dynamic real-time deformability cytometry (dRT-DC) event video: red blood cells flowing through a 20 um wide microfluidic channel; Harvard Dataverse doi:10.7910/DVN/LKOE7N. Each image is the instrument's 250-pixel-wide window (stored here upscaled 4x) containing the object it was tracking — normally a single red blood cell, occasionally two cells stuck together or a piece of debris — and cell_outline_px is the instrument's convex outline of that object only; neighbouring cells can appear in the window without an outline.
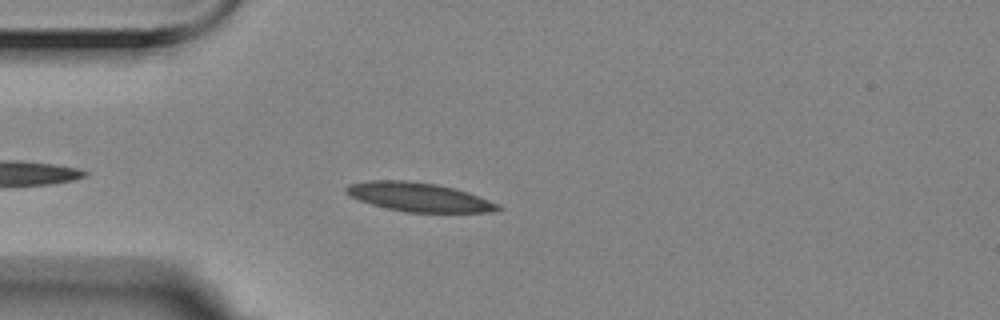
{"species": "Egyptian fruit bat (a non-hibernating species)", "species_latin": "Rousettus aegyptiacus", "temperature_condition": "room temperature", "stored_images_in_passage": 44, "camera_frame_rate_fps": 3000, "um_per_image_px": 0.085, "animal": {"sex": "female"}, "frame": {"image": 1, "passage_image": 5, "time_ms": 1.333, "image_size_px": [1000, 320], "cell_outline_px": [[504, 208], [488, 212], [404, 212], [372, 204], [360, 200], [344, 192], [344, 188], [348, 184], [368, 180], [408, 180], [436, 184], [456, 188], [468, 192], [488, 200]], "centroid_in_image_um": [35.56, 16.73], "position_along_channel_um": 49.4, "area_um2": 25.43}}
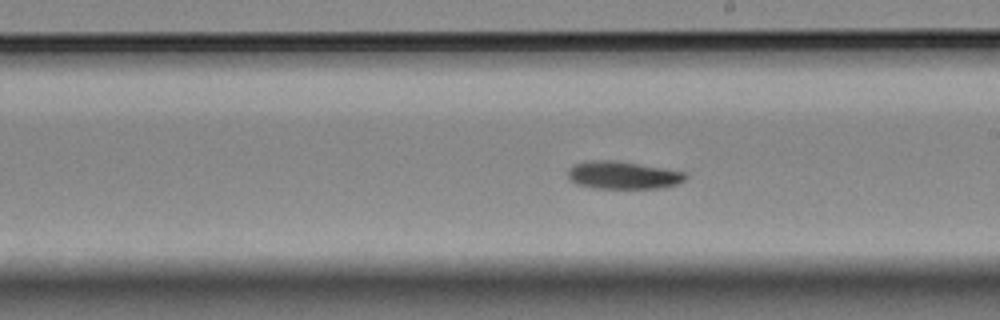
{"frame": {"image": 2, "passage_image": 18, "time_ms": 5.667, "image_size_px": [1000, 320], "cell_outline_px": [[688, 176], [684, 180], [676, 184], [660, 188], [596, 188], [576, 184], [568, 180], [568, 168], [572, 164], [588, 160], [612, 160], [688, 172]], "centroid_in_image_um": [52.91, 14.88], "position_along_channel_um": 236.1, "area_um2": 19.07}}
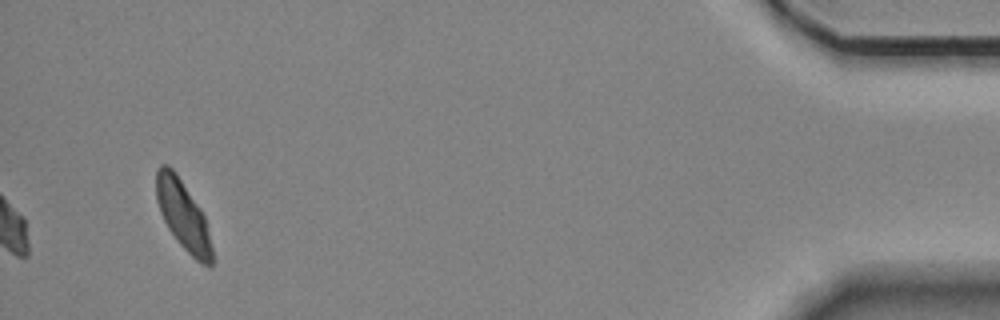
{"frame": {"image": 3, "passage_image": 44, "time_ms": 14.333, "image_size_px": [1000, 320], "cell_outline_px": [[212, 264], [200, 264], [180, 244], [168, 228], [160, 212], [156, 200], [156, 168], [160, 164], [168, 164], [176, 172], [200, 208], [204, 216], [212, 248]], "centroid_in_image_um": [15.52, 18.24], "position_along_channel_um": 419.7, "area_um2": 22.25}, "authors_computed_cell_mechanics": {"area_um2": 19.1318, "velocity_mm_per_s": 3.5261, "shape_relaxation_time_tau1_ms": 2.3806, "shape_relaxation_time_tau2_ms": null, "deformation_change_tau1": 0.0825, "deformation_change_tau2": null}}